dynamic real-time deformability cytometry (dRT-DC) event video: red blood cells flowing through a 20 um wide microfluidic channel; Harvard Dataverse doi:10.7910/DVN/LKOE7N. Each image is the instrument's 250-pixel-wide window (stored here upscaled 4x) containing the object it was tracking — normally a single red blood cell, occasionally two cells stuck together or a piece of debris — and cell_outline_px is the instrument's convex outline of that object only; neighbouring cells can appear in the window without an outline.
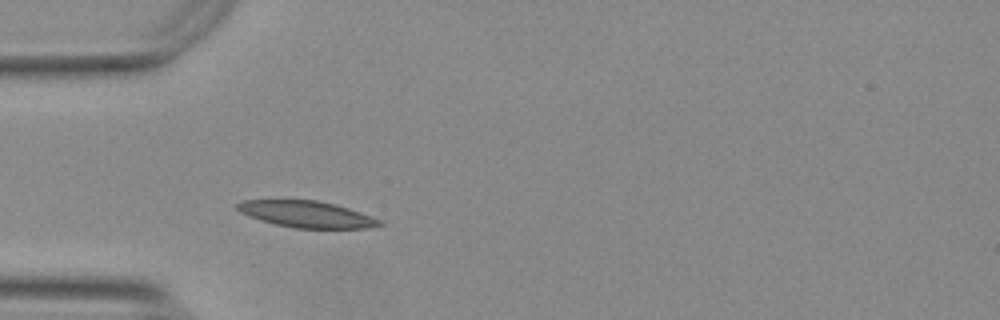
{"species": "Egyptian fruit bat (a non-hibernating species)", "species_latin": "Rousettus aegyptiacus", "temperature_condition": "warm", "stored_images_in_passage": 11, "camera_frame_rate_fps": 3000, "um_per_image_px": 0.085, "animal": {"sex": "female"}, "frame": {"image": 1, "passage_image": 4, "time_ms": 1.0, "image_size_px": [1000, 320], "cell_outline_px": [[384, 224], [364, 228], [292, 228], [260, 220], [240, 212], [236, 208], [236, 204], [244, 200], [316, 200], [336, 204], [348, 208], [380, 220]], "centroid_in_image_um": [26.03, 18.2], "position_along_channel_um": 59.0, "area_um2": 21.68}}
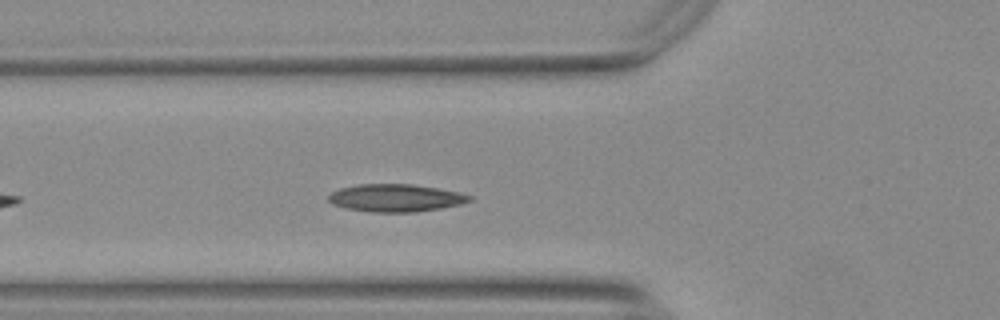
{"frame": {"image": 2, "passage_image": 7, "time_ms": 2.0, "image_size_px": [1000, 320], "cell_outline_px": [[472, 200], [460, 204], [440, 208], [412, 212], [372, 212], [344, 208], [332, 204], [328, 200], [328, 196], [332, 192], [340, 188], [360, 184], [412, 184], [460, 192], [472, 196]], "centroid_in_image_um": [33.61, 16.82], "position_along_channel_um": 92.2, "area_um2": 22.6}}